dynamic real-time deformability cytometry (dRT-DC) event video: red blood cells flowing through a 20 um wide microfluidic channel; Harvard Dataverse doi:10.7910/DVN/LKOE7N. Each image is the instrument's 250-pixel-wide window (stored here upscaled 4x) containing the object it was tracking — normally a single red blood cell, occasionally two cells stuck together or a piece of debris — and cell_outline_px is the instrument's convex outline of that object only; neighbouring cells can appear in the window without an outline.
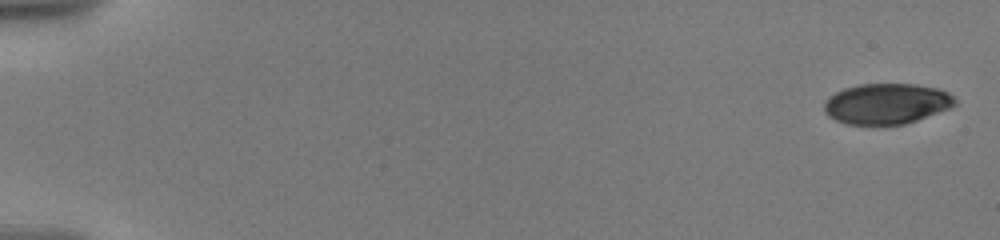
{"species": "human", "species_latin": "Homo sapiens", "temperature_condition": "warm", "stored_images_in_passage": 27, "camera_frame_rate_fps": 3000, "um_per_image_px": 0.085, "donor": {"sex": "male"}, "frame": {"image": 1, "passage_image": 1, "time_ms": 0.0, "image_size_px": [1000, 240], "cell_outline_px": [[956, 104], [948, 108], [916, 120], [904, 124], [884, 128], [848, 124], [836, 120], [828, 116], [824, 112], [824, 104], [828, 96], [844, 88], [860, 84], [916, 84], [940, 88], [948, 92], [956, 100]], "centroid_in_image_um": [75.32, 8.85], "position_along_channel_um": 9.7, "area_um2": 31.62}}
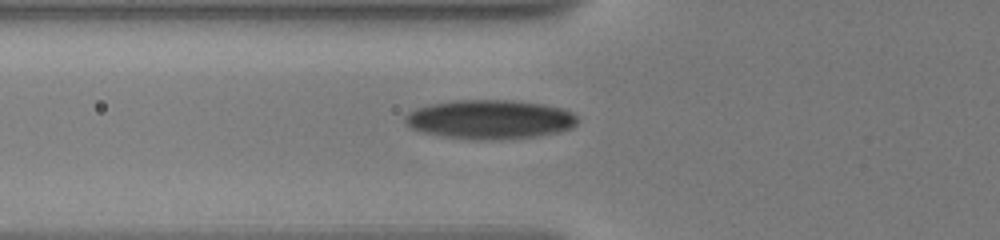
{"frame": {"image": 2, "passage_image": 16, "time_ms": 7.0, "image_size_px": [1000, 240], "cell_outline_px": [[580, 120], [572, 128], [560, 132], [536, 136], [504, 140], [476, 140], [444, 136], [420, 132], [412, 128], [404, 120], [404, 116], [408, 112], [416, 108], [428, 104], [452, 100], [512, 100], [544, 104], [564, 108], [572, 112]], "centroid_in_image_um": [41.66, 10.15], "position_along_channel_um": 84.1, "area_um2": 39.88}}
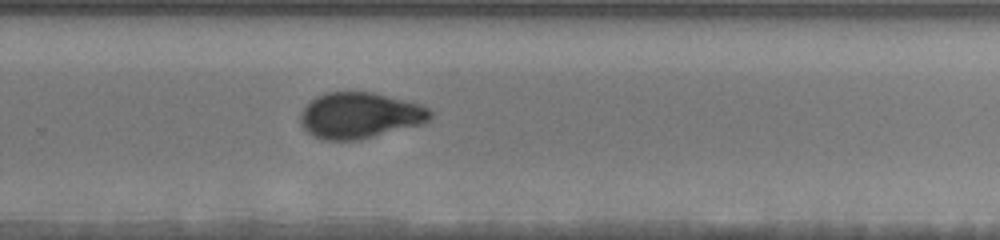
{"frame": {"image": 3, "passage_image": 27, "time_ms": 13.0, "image_size_px": [1000, 240], "cell_outline_px": [[432, 116], [424, 124], [356, 140], [324, 140], [312, 136], [300, 124], [300, 112], [316, 96], [324, 92], [372, 92], [416, 104], [428, 108], [432, 112]], "centroid_in_image_um": [30.54, 9.82], "position_along_channel_um": 299.3, "area_um2": 34.51}}